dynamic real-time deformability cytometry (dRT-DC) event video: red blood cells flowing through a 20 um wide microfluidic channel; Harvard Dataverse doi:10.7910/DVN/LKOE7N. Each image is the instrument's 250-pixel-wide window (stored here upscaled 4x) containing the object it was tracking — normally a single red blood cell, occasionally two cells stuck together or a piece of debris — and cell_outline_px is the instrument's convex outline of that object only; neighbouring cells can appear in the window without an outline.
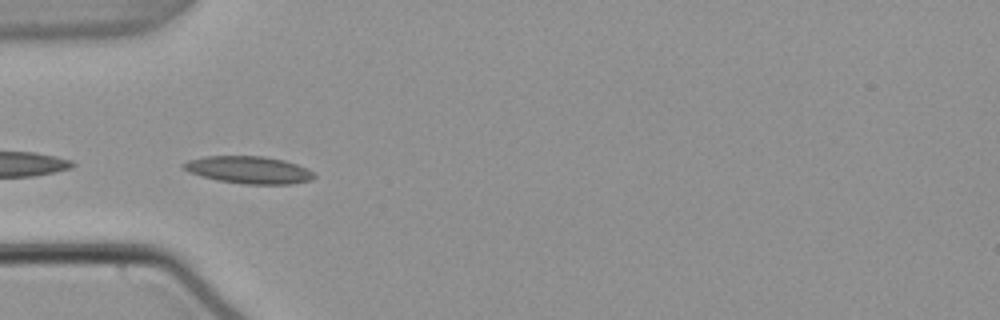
{"species": "common noctule bat (a hibernating species)", "species_latin": "Nyctalus noctula", "temperature_condition": "warm", "stored_images_in_passage": 4, "camera_frame_rate_fps": 3000, "um_per_image_px": 0.085, "animal": {"sex": "male", "body_mass_g": 21.5, "forearm_length_mm": 52.0}, "frame": {"image": 1, "passage_image": 1, "time_ms": 0.0, "image_size_px": [1000, 320], "cell_outline_px": [[316, 176], [312, 180], [292, 184], [244, 184], [216, 180], [200, 176], [188, 172], [180, 168], [180, 164], [188, 160], [204, 156], [264, 156], [284, 160], [296, 164], [312, 172]], "centroid_in_image_um": [21.08, 14.44], "position_along_channel_um": 63.9, "area_um2": 20.98}}